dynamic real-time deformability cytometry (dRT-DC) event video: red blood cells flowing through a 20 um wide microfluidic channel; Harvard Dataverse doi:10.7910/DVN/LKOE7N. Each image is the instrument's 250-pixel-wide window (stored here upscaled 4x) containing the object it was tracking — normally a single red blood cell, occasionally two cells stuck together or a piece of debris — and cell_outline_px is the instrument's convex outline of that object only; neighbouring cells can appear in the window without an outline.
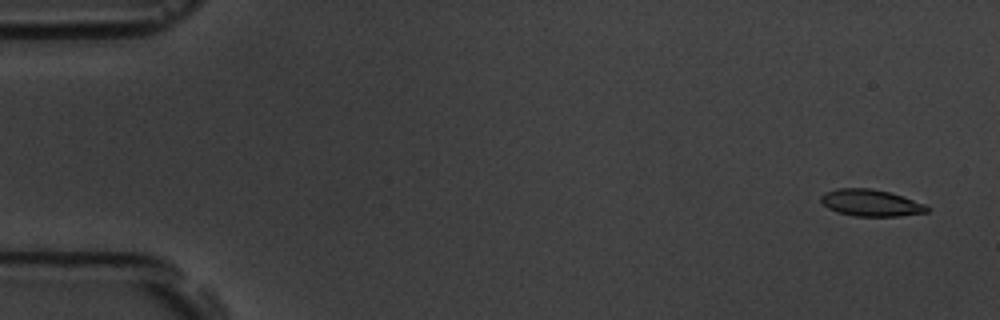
{"species": "common noctule bat (a hibernating species)", "species_latin": "Nyctalus noctula", "temperature_condition": "room temperature", "stored_images_in_passage": 5, "camera_frame_rate_fps": 3000, "um_per_image_px": 0.085, "animal": {"sex": "male", "body_mass_g": 19.5, "forearm_length_mm": 54.6}, "frame": {"image": 1, "passage_image": 1, "time_ms": 0.0, "image_size_px": [1000, 320], "cell_outline_px": [[932, 208], [928, 212], [900, 216], [852, 216], [836, 212], [828, 208], [820, 200], [820, 196], [824, 192], [836, 188], [872, 188], [888, 192], [924, 204]], "centroid_in_image_um": [73.99, 17.25], "position_along_channel_um": 11.0, "area_um2": 16.59}}
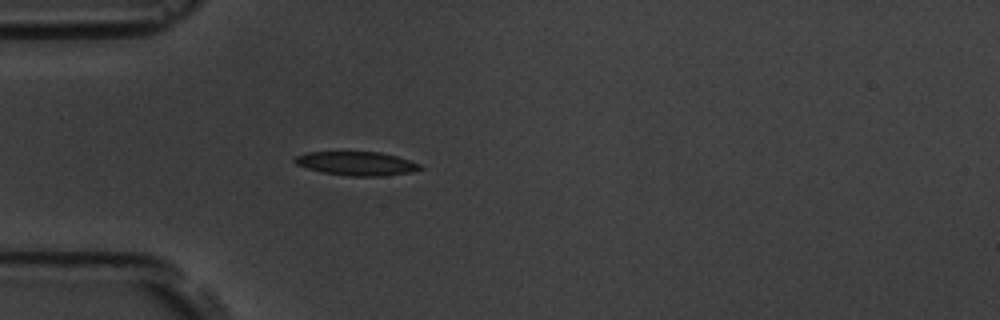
{"frame": {"image": 2, "passage_image": 5, "time_ms": 4.667, "image_size_px": [1000, 320], "cell_outline_px": [[424, 168], [412, 172], [380, 176], [352, 176], [324, 172], [308, 168], [296, 164], [292, 160], [296, 156], [308, 152], [380, 152], [396, 156], [420, 164]], "centroid_in_image_um": [30.32, 13.89], "position_along_channel_um": 54.7, "area_um2": 17.17}}